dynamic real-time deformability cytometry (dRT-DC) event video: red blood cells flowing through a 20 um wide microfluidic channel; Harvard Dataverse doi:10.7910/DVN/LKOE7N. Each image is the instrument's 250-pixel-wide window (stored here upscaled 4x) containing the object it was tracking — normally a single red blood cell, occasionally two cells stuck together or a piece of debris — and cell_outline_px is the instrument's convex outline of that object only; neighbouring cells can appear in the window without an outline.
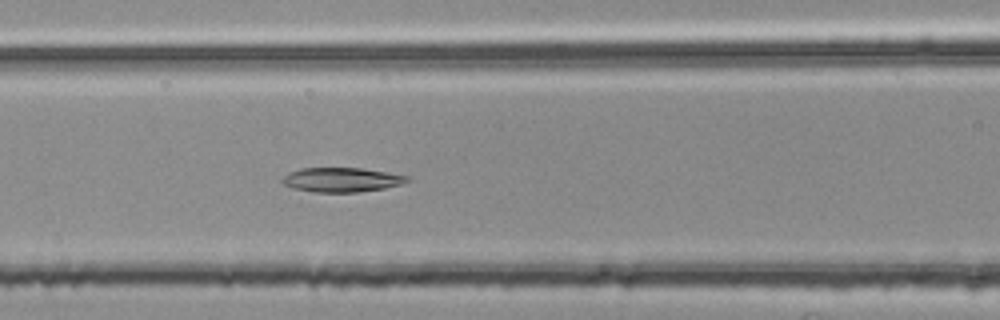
{"species": "common noctule bat (a hibernating species)", "species_latin": "Nyctalus noctula", "temperature_condition": "room temperature", "stored_images_in_passage": 38, "camera_frame_rate_fps": 3000, "um_per_image_px": 0.085, "animal": {"sex": "female", "body_mass_g": 25.1}, "frame": {"image": 1, "passage_image": 13, "time_ms": 4.0, "image_size_px": [1000, 320], "cell_outline_px": [[412, 180], [404, 184], [384, 188], [360, 192], [312, 192], [292, 188], [284, 184], [280, 180], [288, 172], [300, 168], [360, 168], [388, 172], [408, 176]], "centroid_in_image_um": [29.05, 15.28], "position_along_channel_um": 137.5, "area_um2": 17.98}}
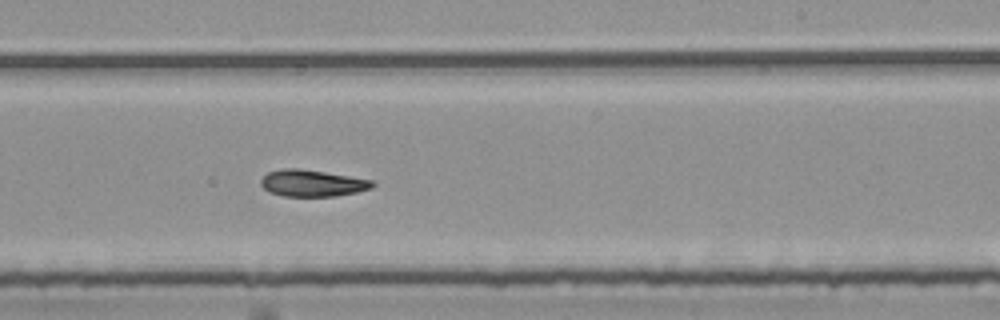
{"frame": {"image": 2, "passage_image": 23, "time_ms": 7.333, "image_size_px": [1000, 320], "cell_outline_px": [[376, 184], [372, 188], [356, 192], [336, 196], [284, 196], [268, 192], [260, 184], [260, 180], [268, 172], [284, 168], [300, 168], [372, 180]], "centroid_in_image_um": [26.52, 15.57], "position_along_channel_um": 262.5, "area_um2": 17.28}}
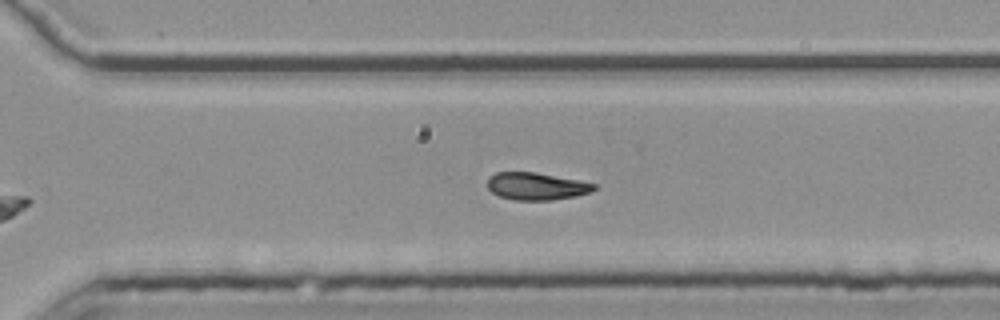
{"frame": {"image": 3, "passage_image": 28, "time_ms": 9.0, "image_size_px": [1000, 320], "cell_outline_px": [[596, 188], [592, 192], [576, 196], [552, 200], [516, 200], [500, 196], [492, 192], [488, 188], [488, 176], [496, 172], [536, 172], [580, 180], [596, 184]], "centroid_in_image_um": [45.61, 15.82], "position_along_channel_um": 325.0, "area_um2": 17.11}, "authors_computed_cell_mechanics": {"area_um2": 18.496, "velocity_mm_per_s": 3.7568, "shape_relaxation_time_tau1_ms": null, "shape_relaxation_time_tau2_ms": 6.5888, "deformation_change_tau1": null, "deformation_change_tau2": 0.0825}}